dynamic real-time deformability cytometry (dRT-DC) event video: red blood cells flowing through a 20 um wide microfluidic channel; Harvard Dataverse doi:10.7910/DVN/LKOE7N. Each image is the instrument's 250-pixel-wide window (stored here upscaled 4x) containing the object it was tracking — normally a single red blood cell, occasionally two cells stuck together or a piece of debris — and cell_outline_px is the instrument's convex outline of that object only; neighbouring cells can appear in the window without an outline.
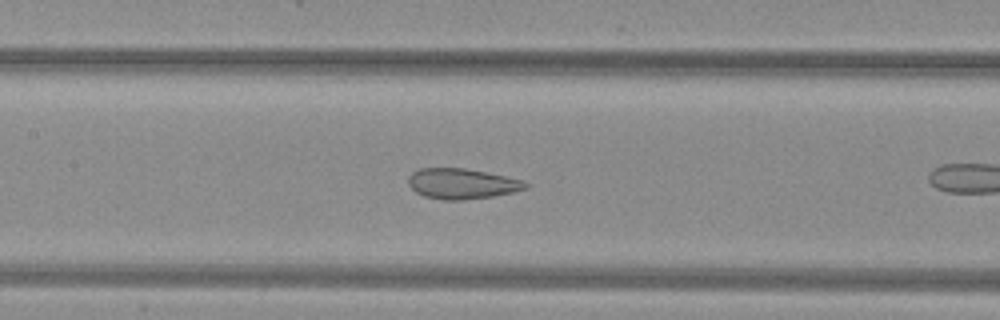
{"species": "common noctule bat (a hibernating species)", "species_latin": "Nyctalus noctula", "temperature_condition": "warm", "stored_images_in_passage": 13, "camera_frame_rate_fps": 3000, "um_per_image_px": 0.085, "animal": {"sex": "female", "body_mass_g": 29.2, "forearm_length_mm": 56.3}, "frame": {"image": 1, "passage_image": 8, "time_ms": 2.333, "image_size_px": [1000, 320], "cell_outline_px": [[528, 188], [512, 192], [492, 196], [464, 200], [444, 200], [424, 196], [416, 192], [408, 184], [408, 176], [412, 172], [420, 168], [464, 168], [504, 176], [520, 180], [528, 184]], "centroid_in_image_um": [39.21, 15.62], "position_along_channel_um": 168.2, "area_um2": 20.58}}
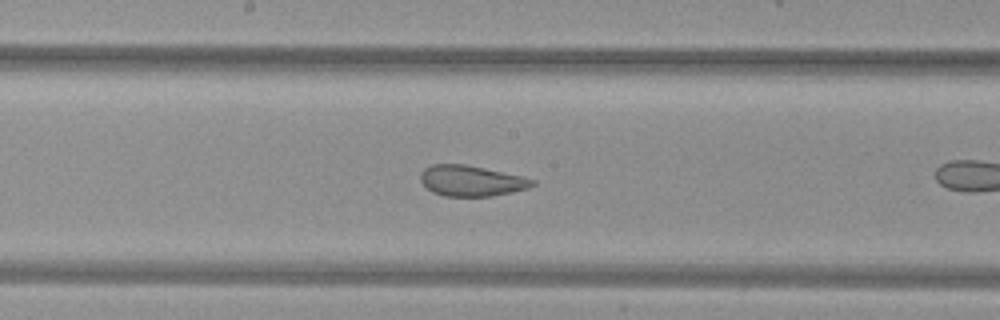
{"frame": {"image": 2, "passage_image": 11, "time_ms": 3.333, "image_size_px": [1000, 320], "cell_outline_px": [[536, 184], [528, 188], [512, 192], [492, 196], [444, 196], [432, 192], [420, 180], [420, 172], [424, 168], [432, 164], [464, 164], [524, 176], [536, 180]], "centroid_in_image_um": [40.08, 15.36], "position_along_channel_um": 208.1, "area_um2": 20.11}}